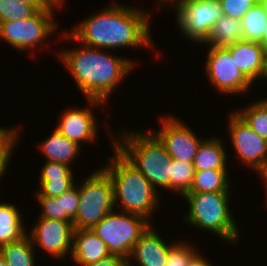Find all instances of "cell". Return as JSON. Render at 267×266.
Masks as SVG:
<instances>
[{"mask_svg":"<svg viewBox=\"0 0 267 266\" xmlns=\"http://www.w3.org/2000/svg\"><path fill=\"white\" fill-rule=\"evenodd\" d=\"M0 266H8L7 263L4 261V259L0 255Z\"/></svg>","mask_w":267,"mask_h":266,"instance_id":"b9f144b4","label":"cell"},{"mask_svg":"<svg viewBox=\"0 0 267 266\" xmlns=\"http://www.w3.org/2000/svg\"><path fill=\"white\" fill-rule=\"evenodd\" d=\"M228 114L225 127L235 157L245 169H252L257 175L267 162V141L256 134L233 109Z\"/></svg>","mask_w":267,"mask_h":266,"instance_id":"7c38bea8","label":"cell"},{"mask_svg":"<svg viewBox=\"0 0 267 266\" xmlns=\"http://www.w3.org/2000/svg\"><path fill=\"white\" fill-rule=\"evenodd\" d=\"M259 175V176H258ZM257 176L258 177H260V179L262 180H260V182H263V183H261V184H263L264 186V189H263V191L265 192V199H264V202L263 203H265L266 201H267V162L265 163V166H264V168L257 174Z\"/></svg>","mask_w":267,"mask_h":266,"instance_id":"f35d334b","label":"cell"},{"mask_svg":"<svg viewBox=\"0 0 267 266\" xmlns=\"http://www.w3.org/2000/svg\"><path fill=\"white\" fill-rule=\"evenodd\" d=\"M173 114H161L157 117L161 127L150 131L164 145L172 159L193 163L198 147L206 137L198 136L188 122Z\"/></svg>","mask_w":267,"mask_h":266,"instance_id":"5bb4252c","label":"cell"},{"mask_svg":"<svg viewBox=\"0 0 267 266\" xmlns=\"http://www.w3.org/2000/svg\"><path fill=\"white\" fill-rule=\"evenodd\" d=\"M243 40L241 20L223 15L200 44L206 47H226Z\"/></svg>","mask_w":267,"mask_h":266,"instance_id":"44dd1931","label":"cell"},{"mask_svg":"<svg viewBox=\"0 0 267 266\" xmlns=\"http://www.w3.org/2000/svg\"><path fill=\"white\" fill-rule=\"evenodd\" d=\"M74 168L57 162L45 161L40 168L39 180H52L56 178H76Z\"/></svg>","mask_w":267,"mask_h":266,"instance_id":"1f68e13d","label":"cell"},{"mask_svg":"<svg viewBox=\"0 0 267 266\" xmlns=\"http://www.w3.org/2000/svg\"><path fill=\"white\" fill-rule=\"evenodd\" d=\"M21 211L15 203L0 200V247L21 240L27 235L28 229L24 226L26 221Z\"/></svg>","mask_w":267,"mask_h":266,"instance_id":"ffe728a7","label":"cell"},{"mask_svg":"<svg viewBox=\"0 0 267 266\" xmlns=\"http://www.w3.org/2000/svg\"><path fill=\"white\" fill-rule=\"evenodd\" d=\"M194 165L189 162H182L172 159L170 171V193L180 198L189 192L194 178Z\"/></svg>","mask_w":267,"mask_h":266,"instance_id":"4316f807","label":"cell"},{"mask_svg":"<svg viewBox=\"0 0 267 266\" xmlns=\"http://www.w3.org/2000/svg\"><path fill=\"white\" fill-rule=\"evenodd\" d=\"M237 68L256 86L265 82L267 55L259 42L240 40L226 46ZM261 81V82H260Z\"/></svg>","mask_w":267,"mask_h":266,"instance_id":"9a60e30c","label":"cell"},{"mask_svg":"<svg viewBox=\"0 0 267 266\" xmlns=\"http://www.w3.org/2000/svg\"><path fill=\"white\" fill-rule=\"evenodd\" d=\"M202 251H198L190 260V263L188 266H215L212 265L211 260L207 257L203 256ZM208 259V260H207ZM210 260V261H209Z\"/></svg>","mask_w":267,"mask_h":266,"instance_id":"8d00e7d4","label":"cell"},{"mask_svg":"<svg viewBox=\"0 0 267 266\" xmlns=\"http://www.w3.org/2000/svg\"><path fill=\"white\" fill-rule=\"evenodd\" d=\"M182 198L189 207L182 216L184 224L238 245L240 227L230 208L232 192L186 193Z\"/></svg>","mask_w":267,"mask_h":266,"instance_id":"5b68a950","label":"cell"},{"mask_svg":"<svg viewBox=\"0 0 267 266\" xmlns=\"http://www.w3.org/2000/svg\"><path fill=\"white\" fill-rule=\"evenodd\" d=\"M36 11L33 5L18 0H0V23L23 20L31 17Z\"/></svg>","mask_w":267,"mask_h":266,"instance_id":"f1b7e54d","label":"cell"},{"mask_svg":"<svg viewBox=\"0 0 267 266\" xmlns=\"http://www.w3.org/2000/svg\"><path fill=\"white\" fill-rule=\"evenodd\" d=\"M174 244L170 247L165 266H188L192 257L200 250L199 247L193 246L192 241L173 240ZM191 242V243H190ZM199 248V249H198Z\"/></svg>","mask_w":267,"mask_h":266,"instance_id":"83f0119b","label":"cell"},{"mask_svg":"<svg viewBox=\"0 0 267 266\" xmlns=\"http://www.w3.org/2000/svg\"><path fill=\"white\" fill-rule=\"evenodd\" d=\"M55 198L60 200L61 220L73 221L79 206L78 185L75 184L72 188Z\"/></svg>","mask_w":267,"mask_h":266,"instance_id":"4dcf8cb0","label":"cell"},{"mask_svg":"<svg viewBox=\"0 0 267 266\" xmlns=\"http://www.w3.org/2000/svg\"><path fill=\"white\" fill-rule=\"evenodd\" d=\"M151 224L142 216L114 210L91 230L107 245L110 255L128 260L134 245Z\"/></svg>","mask_w":267,"mask_h":266,"instance_id":"ba28073f","label":"cell"},{"mask_svg":"<svg viewBox=\"0 0 267 266\" xmlns=\"http://www.w3.org/2000/svg\"><path fill=\"white\" fill-rule=\"evenodd\" d=\"M35 251L28 235L0 247V255L8 266H36L38 256Z\"/></svg>","mask_w":267,"mask_h":266,"instance_id":"603a6c76","label":"cell"},{"mask_svg":"<svg viewBox=\"0 0 267 266\" xmlns=\"http://www.w3.org/2000/svg\"><path fill=\"white\" fill-rule=\"evenodd\" d=\"M195 1V0H155L157 3V10L159 7H164L167 5V8L165 7V10L169 8V10H175L177 7L183 5L186 2ZM171 8V9H170Z\"/></svg>","mask_w":267,"mask_h":266,"instance_id":"d590c367","label":"cell"},{"mask_svg":"<svg viewBox=\"0 0 267 266\" xmlns=\"http://www.w3.org/2000/svg\"><path fill=\"white\" fill-rule=\"evenodd\" d=\"M34 225L27 228L33 247L43 251L50 260L53 258L62 262L70 259L73 246V221L60 219L37 218Z\"/></svg>","mask_w":267,"mask_h":266,"instance_id":"4fadbf2b","label":"cell"},{"mask_svg":"<svg viewBox=\"0 0 267 266\" xmlns=\"http://www.w3.org/2000/svg\"><path fill=\"white\" fill-rule=\"evenodd\" d=\"M89 173L80 184L76 181L79 206L73 219L74 229H92L115 210L113 185L109 175L101 167Z\"/></svg>","mask_w":267,"mask_h":266,"instance_id":"52a82bcc","label":"cell"},{"mask_svg":"<svg viewBox=\"0 0 267 266\" xmlns=\"http://www.w3.org/2000/svg\"><path fill=\"white\" fill-rule=\"evenodd\" d=\"M0 126V186L4 179V174L7 173V168L10 167L13 154L17 152V146L22 138L23 126L18 123L17 126L3 127ZM18 144V145H17Z\"/></svg>","mask_w":267,"mask_h":266,"instance_id":"d4e9b609","label":"cell"},{"mask_svg":"<svg viewBox=\"0 0 267 266\" xmlns=\"http://www.w3.org/2000/svg\"><path fill=\"white\" fill-rule=\"evenodd\" d=\"M260 44L263 47V49L265 50V53L267 55V24H266V28H265V31L263 33V38H262Z\"/></svg>","mask_w":267,"mask_h":266,"instance_id":"ab89813d","label":"cell"},{"mask_svg":"<svg viewBox=\"0 0 267 266\" xmlns=\"http://www.w3.org/2000/svg\"><path fill=\"white\" fill-rule=\"evenodd\" d=\"M204 48L207 54L203 69L210 87L223 96L250 95L255 85L237 68L230 51L226 47Z\"/></svg>","mask_w":267,"mask_h":266,"instance_id":"30bf717a","label":"cell"},{"mask_svg":"<svg viewBox=\"0 0 267 266\" xmlns=\"http://www.w3.org/2000/svg\"><path fill=\"white\" fill-rule=\"evenodd\" d=\"M127 260L120 256L109 255L103 259H100L96 263H92L86 266H126Z\"/></svg>","mask_w":267,"mask_h":266,"instance_id":"e575fe53","label":"cell"},{"mask_svg":"<svg viewBox=\"0 0 267 266\" xmlns=\"http://www.w3.org/2000/svg\"><path fill=\"white\" fill-rule=\"evenodd\" d=\"M254 97L258 100L233 110L256 134L267 141V97Z\"/></svg>","mask_w":267,"mask_h":266,"instance_id":"cb8c5ba5","label":"cell"},{"mask_svg":"<svg viewBox=\"0 0 267 266\" xmlns=\"http://www.w3.org/2000/svg\"><path fill=\"white\" fill-rule=\"evenodd\" d=\"M50 135L40 140L37 148L45 156V161L57 162L74 167L76 160L83 152L82 148L71 140L63 136L55 128ZM74 163V164H73Z\"/></svg>","mask_w":267,"mask_h":266,"instance_id":"ac0fdd59","label":"cell"},{"mask_svg":"<svg viewBox=\"0 0 267 266\" xmlns=\"http://www.w3.org/2000/svg\"><path fill=\"white\" fill-rule=\"evenodd\" d=\"M86 102L89 104L87 107H75L74 105V107L69 106L66 110H63L62 113L60 112L61 115L58 118V124L54 128L83 149L82 146H84V143L89 146V144L93 145L98 142L99 126L104 123L102 128L108 130L107 132L110 134L109 137L111 138L110 141H112L110 145L111 147L114 146L115 129L112 130L111 125H109L110 118H112L110 116L111 114H108L107 118L102 120L103 122H99V117H96L95 114L97 108L99 109L100 107L104 109V107L108 106L107 103L98 99H86ZM94 109L96 110L94 111Z\"/></svg>","mask_w":267,"mask_h":266,"instance_id":"9c48e42d","label":"cell"},{"mask_svg":"<svg viewBox=\"0 0 267 266\" xmlns=\"http://www.w3.org/2000/svg\"><path fill=\"white\" fill-rule=\"evenodd\" d=\"M107 245L91 229H74L70 261L86 266L109 256Z\"/></svg>","mask_w":267,"mask_h":266,"instance_id":"e0dca14e","label":"cell"},{"mask_svg":"<svg viewBox=\"0 0 267 266\" xmlns=\"http://www.w3.org/2000/svg\"><path fill=\"white\" fill-rule=\"evenodd\" d=\"M260 5L263 7L265 14L267 15V0H260Z\"/></svg>","mask_w":267,"mask_h":266,"instance_id":"60d3db41","label":"cell"},{"mask_svg":"<svg viewBox=\"0 0 267 266\" xmlns=\"http://www.w3.org/2000/svg\"><path fill=\"white\" fill-rule=\"evenodd\" d=\"M35 200L39 203L41 207L38 218H50V219H60L61 220V206L60 200L54 197L46 196H36Z\"/></svg>","mask_w":267,"mask_h":266,"instance_id":"836d02e7","label":"cell"},{"mask_svg":"<svg viewBox=\"0 0 267 266\" xmlns=\"http://www.w3.org/2000/svg\"><path fill=\"white\" fill-rule=\"evenodd\" d=\"M267 24V15L258 2L241 19L243 40L261 42Z\"/></svg>","mask_w":267,"mask_h":266,"instance_id":"484cf974","label":"cell"},{"mask_svg":"<svg viewBox=\"0 0 267 266\" xmlns=\"http://www.w3.org/2000/svg\"><path fill=\"white\" fill-rule=\"evenodd\" d=\"M173 244L163 239L154 224H151L134 245L126 265L165 266L169 249Z\"/></svg>","mask_w":267,"mask_h":266,"instance_id":"2e32d148","label":"cell"},{"mask_svg":"<svg viewBox=\"0 0 267 266\" xmlns=\"http://www.w3.org/2000/svg\"><path fill=\"white\" fill-rule=\"evenodd\" d=\"M225 137L211 136L201 142L198 147L197 154L194 157L193 165L195 171L203 170H229L227 146H225ZM229 165V166H228Z\"/></svg>","mask_w":267,"mask_h":266,"instance_id":"d6986e66","label":"cell"},{"mask_svg":"<svg viewBox=\"0 0 267 266\" xmlns=\"http://www.w3.org/2000/svg\"><path fill=\"white\" fill-rule=\"evenodd\" d=\"M65 7L64 4L53 1L47 8L37 10L31 17L0 23V42L4 41L9 47L21 53H32L39 48L42 50L44 46L49 48L48 39L53 35L60 36V25L55 19L57 17L55 11L62 12L64 10L62 8Z\"/></svg>","mask_w":267,"mask_h":266,"instance_id":"8992f818","label":"cell"},{"mask_svg":"<svg viewBox=\"0 0 267 266\" xmlns=\"http://www.w3.org/2000/svg\"><path fill=\"white\" fill-rule=\"evenodd\" d=\"M174 13L175 25L183 39L199 46L208 37L213 25L223 16L219 0L186 2L177 7Z\"/></svg>","mask_w":267,"mask_h":266,"instance_id":"8fae6325","label":"cell"},{"mask_svg":"<svg viewBox=\"0 0 267 266\" xmlns=\"http://www.w3.org/2000/svg\"><path fill=\"white\" fill-rule=\"evenodd\" d=\"M111 150L112 155L100 167L112 181L115 210L142 216L154 224L153 216L162 207L164 195L159 194L114 146Z\"/></svg>","mask_w":267,"mask_h":266,"instance_id":"3957f363","label":"cell"},{"mask_svg":"<svg viewBox=\"0 0 267 266\" xmlns=\"http://www.w3.org/2000/svg\"><path fill=\"white\" fill-rule=\"evenodd\" d=\"M126 129L123 125L115 132L114 147L145 176L159 194L163 193L162 190L169 193L172 158L164 145L149 129Z\"/></svg>","mask_w":267,"mask_h":266,"instance_id":"277c9868","label":"cell"},{"mask_svg":"<svg viewBox=\"0 0 267 266\" xmlns=\"http://www.w3.org/2000/svg\"><path fill=\"white\" fill-rule=\"evenodd\" d=\"M63 33V34H62ZM58 37L65 43L68 41L74 48H59L57 58L71 74L78 90L85 99H98L108 104L115 89L133 74L137 67V59L118 56L110 50L86 46L77 41L67 30ZM61 38V39H60ZM77 44V45H76ZM78 46V47H77Z\"/></svg>","mask_w":267,"mask_h":266,"instance_id":"7a4b0ae2","label":"cell"},{"mask_svg":"<svg viewBox=\"0 0 267 266\" xmlns=\"http://www.w3.org/2000/svg\"><path fill=\"white\" fill-rule=\"evenodd\" d=\"M112 1L106 7L85 16L80 23L71 27L68 32L80 43L102 50L140 49L149 52L156 50L150 26L152 10L139 8L137 5H126ZM155 49V50H154Z\"/></svg>","mask_w":267,"mask_h":266,"instance_id":"6da1fadb","label":"cell"},{"mask_svg":"<svg viewBox=\"0 0 267 266\" xmlns=\"http://www.w3.org/2000/svg\"><path fill=\"white\" fill-rule=\"evenodd\" d=\"M223 15L241 20L257 0H219Z\"/></svg>","mask_w":267,"mask_h":266,"instance_id":"d6a6232c","label":"cell"},{"mask_svg":"<svg viewBox=\"0 0 267 266\" xmlns=\"http://www.w3.org/2000/svg\"><path fill=\"white\" fill-rule=\"evenodd\" d=\"M75 181V182H74ZM76 184L75 178H56L52 180H38L36 196L58 197Z\"/></svg>","mask_w":267,"mask_h":266,"instance_id":"f546056e","label":"cell"},{"mask_svg":"<svg viewBox=\"0 0 267 266\" xmlns=\"http://www.w3.org/2000/svg\"><path fill=\"white\" fill-rule=\"evenodd\" d=\"M265 210H267V201L264 203Z\"/></svg>","mask_w":267,"mask_h":266,"instance_id":"7bdbcfd3","label":"cell"},{"mask_svg":"<svg viewBox=\"0 0 267 266\" xmlns=\"http://www.w3.org/2000/svg\"><path fill=\"white\" fill-rule=\"evenodd\" d=\"M228 170L195 171L188 193L232 192V177Z\"/></svg>","mask_w":267,"mask_h":266,"instance_id":"7402d4cb","label":"cell"},{"mask_svg":"<svg viewBox=\"0 0 267 266\" xmlns=\"http://www.w3.org/2000/svg\"><path fill=\"white\" fill-rule=\"evenodd\" d=\"M21 3H27L33 5L37 10L47 8L53 0H18Z\"/></svg>","mask_w":267,"mask_h":266,"instance_id":"74e56055","label":"cell"}]
</instances>
